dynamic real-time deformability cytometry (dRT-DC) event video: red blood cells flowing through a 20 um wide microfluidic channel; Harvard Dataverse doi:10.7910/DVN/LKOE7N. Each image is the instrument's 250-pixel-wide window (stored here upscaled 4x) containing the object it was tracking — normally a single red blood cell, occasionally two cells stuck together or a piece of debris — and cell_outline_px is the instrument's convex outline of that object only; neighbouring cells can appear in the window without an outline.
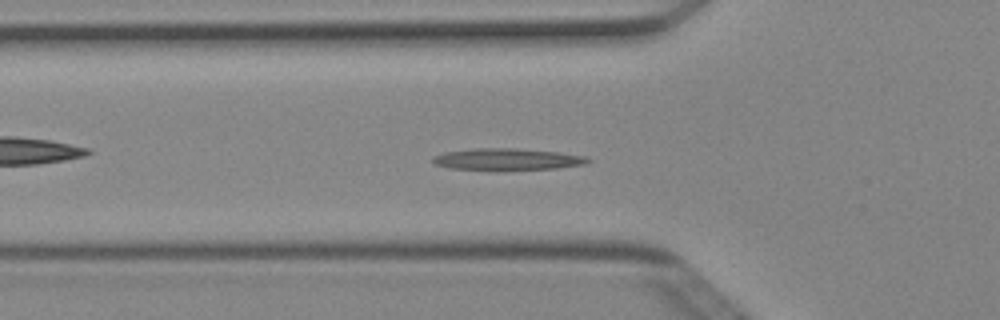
{"species": "Egyptian fruit bat (a non-hibernating species)", "species_latin": "Rousettus aegyptiacus", "temperature_condition": "cold", "stored_images_in_passage": 50, "camera_frame_rate_fps": 3000, "um_per_image_px": 0.085, "animal": {"sex": "female"}, "frame": {"image": 1, "passage_image": 16, "time_ms": 5.0, "image_size_px": [1000, 320], "cell_outline_px": [[592, 160], [584, 164], [556, 168], [448, 168], [436, 164], [432, 160], [432, 156], [444, 152], [476, 148], [516, 148], [560, 152], [584, 156]], "centroid_in_image_um": [43.11, 13.5], "position_along_channel_um": 82.7, "area_um2": 18.79}}
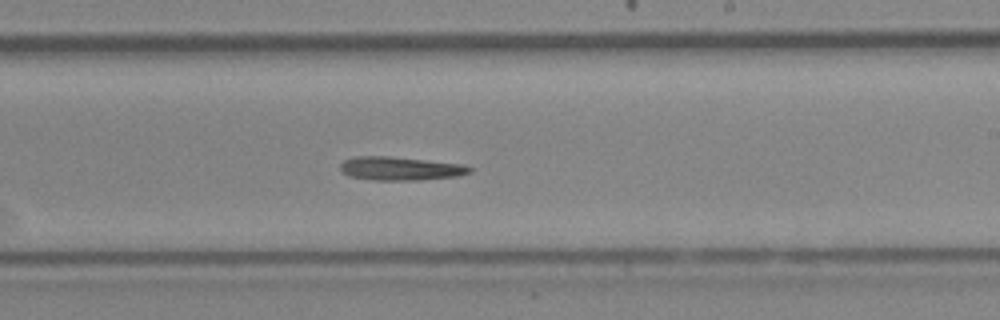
{"frame": {"image": 2, "passage_image": 29, "time_ms": 9.333, "image_size_px": [1000, 320], "cell_outline_px": [[472, 172], [456, 176], [420, 180], [376, 180], [348, 176], [340, 168], [340, 164], [344, 160], [356, 156], [388, 156], [464, 164], [472, 168]], "centroid_in_image_um": [34.04, 14.32], "position_along_channel_um": 255.0, "area_um2": 17.69}}
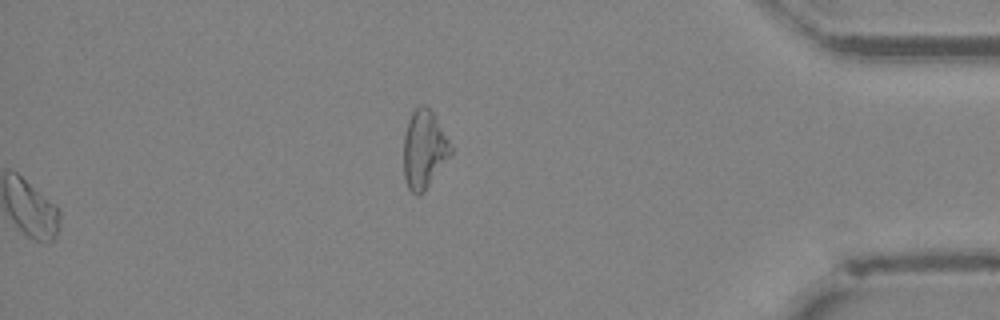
{"frame": {"image": 3, "passage_image": 50, "time_ms": 16.333, "image_size_px": [1000, 320], "cell_outline_px": [[452, 152], [424, 192], [416, 196], [408, 188], [404, 176], [404, 136], [408, 120], [412, 112], [420, 104], [424, 104], [432, 112], [448, 140], [452, 148]], "centroid_in_image_um": [36.02, 12.71], "position_along_channel_um": 399.2, "area_um2": 21.1}}